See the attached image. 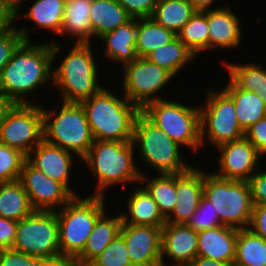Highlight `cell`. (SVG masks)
<instances>
[{"label":"cell","instance_id":"obj_35","mask_svg":"<svg viewBox=\"0 0 266 266\" xmlns=\"http://www.w3.org/2000/svg\"><path fill=\"white\" fill-rule=\"evenodd\" d=\"M233 263L239 266H266V240L249 228L238 229Z\"/></svg>","mask_w":266,"mask_h":266},{"label":"cell","instance_id":"obj_46","mask_svg":"<svg viewBox=\"0 0 266 266\" xmlns=\"http://www.w3.org/2000/svg\"><path fill=\"white\" fill-rule=\"evenodd\" d=\"M33 258L13 249L0 250V266H29Z\"/></svg>","mask_w":266,"mask_h":266},{"label":"cell","instance_id":"obj_39","mask_svg":"<svg viewBox=\"0 0 266 266\" xmlns=\"http://www.w3.org/2000/svg\"><path fill=\"white\" fill-rule=\"evenodd\" d=\"M187 225L198 232L212 229L222 224L216 210L213 209L212 203L203 196L196 212L192 215Z\"/></svg>","mask_w":266,"mask_h":266},{"label":"cell","instance_id":"obj_11","mask_svg":"<svg viewBox=\"0 0 266 266\" xmlns=\"http://www.w3.org/2000/svg\"><path fill=\"white\" fill-rule=\"evenodd\" d=\"M122 69L121 94L140 110L151 102L166 99L160 95L175 79L167 70L145 57H138Z\"/></svg>","mask_w":266,"mask_h":266},{"label":"cell","instance_id":"obj_27","mask_svg":"<svg viewBox=\"0 0 266 266\" xmlns=\"http://www.w3.org/2000/svg\"><path fill=\"white\" fill-rule=\"evenodd\" d=\"M221 88L234 102L237 121L246 130L266 116V105L256 93L238 88L229 78Z\"/></svg>","mask_w":266,"mask_h":266},{"label":"cell","instance_id":"obj_26","mask_svg":"<svg viewBox=\"0 0 266 266\" xmlns=\"http://www.w3.org/2000/svg\"><path fill=\"white\" fill-rule=\"evenodd\" d=\"M93 0H66L62 30L59 36L74 43H93L90 11Z\"/></svg>","mask_w":266,"mask_h":266},{"label":"cell","instance_id":"obj_21","mask_svg":"<svg viewBox=\"0 0 266 266\" xmlns=\"http://www.w3.org/2000/svg\"><path fill=\"white\" fill-rule=\"evenodd\" d=\"M232 5L207 11L209 33V51L238 49L243 43L242 23L240 17L231 9Z\"/></svg>","mask_w":266,"mask_h":266},{"label":"cell","instance_id":"obj_50","mask_svg":"<svg viewBox=\"0 0 266 266\" xmlns=\"http://www.w3.org/2000/svg\"><path fill=\"white\" fill-rule=\"evenodd\" d=\"M228 263L212 260L203 256H197L191 263L187 266H228Z\"/></svg>","mask_w":266,"mask_h":266},{"label":"cell","instance_id":"obj_53","mask_svg":"<svg viewBox=\"0 0 266 266\" xmlns=\"http://www.w3.org/2000/svg\"><path fill=\"white\" fill-rule=\"evenodd\" d=\"M29 266H42V258L34 257L30 262Z\"/></svg>","mask_w":266,"mask_h":266},{"label":"cell","instance_id":"obj_34","mask_svg":"<svg viewBox=\"0 0 266 266\" xmlns=\"http://www.w3.org/2000/svg\"><path fill=\"white\" fill-rule=\"evenodd\" d=\"M177 35L157 24L151 17L137 19L136 54L137 57H146L156 48L170 43Z\"/></svg>","mask_w":266,"mask_h":266},{"label":"cell","instance_id":"obj_31","mask_svg":"<svg viewBox=\"0 0 266 266\" xmlns=\"http://www.w3.org/2000/svg\"><path fill=\"white\" fill-rule=\"evenodd\" d=\"M34 211L19 180L0 183V217L18 222Z\"/></svg>","mask_w":266,"mask_h":266},{"label":"cell","instance_id":"obj_37","mask_svg":"<svg viewBox=\"0 0 266 266\" xmlns=\"http://www.w3.org/2000/svg\"><path fill=\"white\" fill-rule=\"evenodd\" d=\"M26 160L20 151L0 143V183L19 180Z\"/></svg>","mask_w":266,"mask_h":266},{"label":"cell","instance_id":"obj_48","mask_svg":"<svg viewBox=\"0 0 266 266\" xmlns=\"http://www.w3.org/2000/svg\"><path fill=\"white\" fill-rule=\"evenodd\" d=\"M14 26V14L5 6L0 5V36Z\"/></svg>","mask_w":266,"mask_h":266},{"label":"cell","instance_id":"obj_6","mask_svg":"<svg viewBox=\"0 0 266 266\" xmlns=\"http://www.w3.org/2000/svg\"><path fill=\"white\" fill-rule=\"evenodd\" d=\"M133 144L137 149L136 153L138 151L136 155L139 156L136 160L139 158L145 167H150L147 169H152L153 174H181L193 166L191 162L183 159L182 146L173 141L142 112L138 114L134 124Z\"/></svg>","mask_w":266,"mask_h":266},{"label":"cell","instance_id":"obj_9","mask_svg":"<svg viewBox=\"0 0 266 266\" xmlns=\"http://www.w3.org/2000/svg\"><path fill=\"white\" fill-rule=\"evenodd\" d=\"M205 170L203 196L212 203L221 224L236 229H247L253 209L248 181L222 179Z\"/></svg>","mask_w":266,"mask_h":266},{"label":"cell","instance_id":"obj_49","mask_svg":"<svg viewBox=\"0 0 266 266\" xmlns=\"http://www.w3.org/2000/svg\"><path fill=\"white\" fill-rule=\"evenodd\" d=\"M215 1L218 2L219 0L218 1L217 0H189V2L194 7V9L200 12L218 9L220 7H223L229 4V3L224 2V5L223 3H220L221 5L214 6V4L216 3Z\"/></svg>","mask_w":266,"mask_h":266},{"label":"cell","instance_id":"obj_40","mask_svg":"<svg viewBox=\"0 0 266 266\" xmlns=\"http://www.w3.org/2000/svg\"><path fill=\"white\" fill-rule=\"evenodd\" d=\"M23 41L16 26L0 36V74L5 65L11 60L14 51Z\"/></svg>","mask_w":266,"mask_h":266},{"label":"cell","instance_id":"obj_25","mask_svg":"<svg viewBox=\"0 0 266 266\" xmlns=\"http://www.w3.org/2000/svg\"><path fill=\"white\" fill-rule=\"evenodd\" d=\"M115 212L111 215L106 210L98 218L83 251L76 257L79 266H88L120 234L122 216L119 210Z\"/></svg>","mask_w":266,"mask_h":266},{"label":"cell","instance_id":"obj_3","mask_svg":"<svg viewBox=\"0 0 266 266\" xmlns=\"http://www.w3.org/2000/svg\"><path fill=\"white\" fill-rule=\"evenodd\" d=\"M94 43H74L68 53L61 57L59 65L52 68V86L61 95L60 102L81 103L99 93L104 87L99 77L101 66ZM96 56V57H95ZM63 58V60H62ZM98 61V62H97ZM59 89V90H58Z\"/></svg>","mask_w":266,"mask_h":266},{"label":"cell","instance_id":"obj_38","mask_svg":"<svg viewBox=\"0 0 266 266\" xmlns=\"http://www.w3.org/2000/svg\"><path fill=\"white\" fill-rule=\"evenodd\" d=\"M88 266H132L123 236H116Z\"/></svg>","mask_w":266,"mask_h":266},{"label":"cell","instance_id":"obj_51","mask_svg":"<svg viewBox=\"0 0 266 266\" xmlns=\"http://www.w3.org/2000/svg\"><path fill=\"white\" fill-rule=\"evenodd\" d=\"M14 103L0 92V126L4 122L7 112L13 107Z\"/></svg>","mask_w":266,"mask_h":266},{"label":"cell","instance_id":"obj_14","mask_svg":"<svg viewBox=\"0 0 266 266\" xmlns=\"http://www.w3.org/2000/svg\"><path fill=\"white\" fill-rule=\"evenodd\" d=\"M215 150L219 155L215 156L218 167L212 173L222 179L248 181L265 159L245 136L221 144Z\"/></svg>","mask_w":266,"mask_h":266},{"label":"cell","instance_id":"obj_16","mask_svg":"<svg viewBox=\"0 0 266 266\" xmlns=\"http://www.w3.org/2000/svg\"><path fill=\"white\" fill-rule=\"evenodd\" d=\"M27 161L47 177L61 183L73 196L81 195L80 191H75V184L71 186L73 183L70 181L74 162L81 163L73 153L42 140L28 154Z\"/></svg>","mask_w":266,"mask_h":266},{"label":"cell","instance_id":"obj_23","mask_svg":"<svg viewBox=\"0 0 266 266\" xmlns=\"http://www.w3.org/2000/svg\"><path fill=\"white\" fill-rule=\"evenodd\" d=\"M136 31L137 18H132L117 29L105 33L98 40L103 42L102 55L109 62L116 63L122 68L124 65L136 60Z\"/></svg>","mask_w":266,"mask_h":266},{"label":"cell","instance_id":"obj_32","mask_svg":"<svg viewBox=\"0 0 266 266\" xmlns=\"http://www.w3.org/2000/svg\"><path fill=\"white\" fill-rule=\"evenodd\" d=\"M140 183L157 203L162 215L167 218L176 205V174L141 175Z\"/></svg>","mask_w":266,"mask_h":266},{"label":"cell","instance_id":"obj_13","mask_svg":"<svg viewBox=\"0 0 266 266\" xmlns=\"http://www.w3.org/2000/svg\"><path fill=\"white\" fill-rule=\"evenodd\" d=\"M43 104H14L0 126V143L26 157L43 140Z\"/></svg>","mask_w":266,"mask_h":266},{"label":"cell","instance_id":"obj_1","mask_svg":"<svg viewBox=\"0 0 266 266\" xmlns=\"http://www.w3.org/2000/svg\"><path fill=\"white\" fill-rule=\"evenodd\" d=\"M45 41H23L2 69L0 92L14 104H39L32 95L52 85V67L64 45L58 39Z\"/></svg>","mask_w":266,"mask_h":266},{"label":"cell","instance_id":"obj_47","mask_svg":"<svg viewBox=\"0 0 266 266\" xmlns=\"http://www.w3.org/2000/svg\"><path fill=\"white\" fill-rule=\"evenodd\" d=\"M42 266H79L76 257L59 255L51 258H42Z\"/></svg>","mask_w":266,"mask_h":266},{"label":"cell","instance_id":"obj_15","mask_svg":"<svg viewBox=\"0 0 266 266\" xmlns=\"http://www.w3.org/2000/svg\"><path fill=\"white\" fill-rule=\"evenodd\" d=\"M19 181L35 211H58L74 197L61 183L47 177L27 160Z\"/></svg>","mask_w":266,"mask_h":266},{"label":"cell","instance_id":"obj_19","mask_svg":"<svg viewBox=\"0 0 266 266\" xmlns=\"http://www.w3.org/2000/svg\"><path fill=\"white\" fill-rule=\"evenodd\" d=\"M65 2L66 0H35L29 3L31 7H28L29 10L26 9L25 13L21 12V9L14 13V26L20 32L23 40L34 41V36L31 37L30 33L35 32L34 34H37L35 29L37 27L40 31L41 29L46 30V32L50 30L55 36H59L62 30ZM19 19L24 20V22L26 19L29 21L28 23H34L33 30L29 29L25 23L24 26L17 25Z\"/></svg>","mask_w":266,"mask_h":266},{"label":"cell","instance_id":"obj_20","mask_svg":"<svg viewBox=\"0 0 266 266\" xmlns=\"http://www.w3.org/2000/svg\"><path fill=\"white\" fill-rule=\"evenodd\" d=\"M195 165L176 174V205L166 223L187 224L196 212L203 197V168Z\"/></svg>","mask_w":266,"mask_h":266},{"label":"cell","instance_id":"obj_52","mask_svg":"<svg viewBox=\"0 0 266 266\" xmlns=\"http://www.w3.org/2000/svg\"><path fill=\"white\" fill-rule=\"evenodd\" d=\"M24 1L27 2V0H0V5L5 6L14 14L22 8L21 6L25 4Z\"/></svg>","mask_w":266,"mask_h":266},{"label":"cell","instance_id":"obj_33","mask_svg":"<svg viewBox=\"0 0 266 266\" xmlns=\"http://www.w3.org/2000/svg\"><path fill=\"white\" fill-rule=\"evenodd\" d=\"M195 13L189 0H158L151 18L177 34Z\"/></svg>","mask_w":266,"mask_h":266},{"label":"cell","instance_id":"obj_12","mask_svg":"<svg viewBox=\"0 0 266 266\" xmlns=\"http://www.w3.org/2000/svg\"><path fill=\"white\" fill-rule=\"evenodd\" d=\"M12 249L41 258L61 255L56 211H34L18 221Z\"/></svg>","mask_w":266,"mask_h":266},{"label":"cell","instance_id":"obj_44","mask_svg":"<svg viewBox=\"0 0 266 266\" xmlns=\"http://www.w3.org/2000/svg\"><path fill=\"white\" fill-rule=\"evenodd\" d=\"M17 226V221L0 217V250L12 249Z\"/></svg>","mask_w":266,"mask_h":266},{"label":"cell","instance_id":"obj_41","mask_svg":"<svg viewBox=\"0 0 266 266\" xmlns=\"http://www.w3.org/2000/svg\"><path fill=\"white\" fill-rule=\"evenodd\" d=\"M132 18H150L158 0H118Z\"/></svg>","mask_w":266,"mask_h":266},{"label":"cell","instance_id":"obj_43","mask_svg":"<svg viewBox=\"0 0 266 266\" xmlns=\"http://www.w3.org/2000/svg\"><path fill=\"white\" fill-rule=\"evenodd\" d=\"M266 168V166L264 167ZM253 205H266V169H258L248 180Z\"/></svg>","mask_w":266,"mask_h":266},{"label":"cell","instance_id":"obj_22","mask_svg":"<svg viewBox=\"0 0 266 266\" xmlns=\"http://www.w3.org/2000/svg\"><path fill=\"white\" fill-rule=\"evenodd\" d=\"M129 191V196H126L127 208H124L127 212L122 210L121 213L123 223L153 227H163L166 224V218L157 203L141 183L133 185Z\"/></svg>","mask_w":266,"mask_h":266},{"label":"cell","instance_id":"obj_8","mask_svg":"<svg viewBox=\"0 0 266 266\" xmlns=\"http://www.w3.org/2000/svg\"><path fill=\"white\" fill-rule=\"evenodd\" d=\"M185 102L170 98L157 100L147 104L141 112L182 146V149H190L196 156L202 147L200 109L199 105L194 106Z\"/></svg>","mask_w":266,"mask_h":266},{"label":"cell","instance_id":"obj_5","mask_svg":"<svg viewBox=\"0 0 266 266\" xmlns=\"http://www.w3.org/2000/svg\"><path fill=\"white\" fill-rule=\"evenodd\" d=\"M59 108L42 106L43 140L73 153L82 160L94 143L81 103H59ZM49 109V110H48Z\"/></svg>","mask_w":266,"mask_h":266},{"label":"cell","instance_id":"obj_17","mask_svg":"<svg viewBox=\"0 0 266 266\" xmlns=\"http://www.w3.org/2000/svg\"><path fill=\"white\" fill-rule=\"evenodd\" d=\"M120 234L132 266H161L162 227L122 223Z\"/></svg>","mask_w":266,"mask_h":266},{"label":"cell","instance_id":"obj_36","mask_svg":"<svg viewBox=\"0 0 266 266\" xmlns=\"http://www.w3.org/2000/svg\"><path fill=\"white\" fill-rule=\"evenodd\" d=\"M176 35L197 58L201 53H207L209 51L207 11H196Z\"/></svg>","mask_w":266,"mask_h":266},{"label":"cell","instance_id":"obj_18","mask_svg":"<svg viewBox=\"0 0 266 266\" xmlns=\"http://www.w3.org/2000/svg\"><path fill=\"white\" fill-rule=\"evenodd\" d=\"M197 250L198 232L187 224L166 223L162 227L161 266H187L197 257Z\"/></svg>","mask_w":266,"mask_h":266},{"label":"cell","instance_id":"obj_24","mask_svg":"<svg viewBox=\"0 0 266 266\" xmlns=\"http://www.w3.org/2000/svg\"><path fill=\"white\" fill-rule=\"evenodd\" d=\"M237 235L238 229L225 225L198 231L197 256L233 263Z\"/></svg>","mask_w":266,"mask_h":266},{"label":"cell","instance_id":"obj_7","mask_svg":"<svg viewBox=\"0 0 266 266\" xmlns=\"http://www.w3.org/2000/svg\"><path fill=\"white\" fill-rule=\"evenodd\" d=\"M107 198L88 194L84 198L74 196L56 211L61 255L77 257L83 251L98 218L108 210Z\"/></svg>","mask_w":266,"mask_h":266},{"label":"cell","instance_id":"obj_28","mask_svg":"<svg viewBox=\"0 0 266 266\" xmlns=\"http://www.w3.org/2000/svg\"><path fill=\"white\" fill-rule=\"evenodd\" d=\"M221 63L228 73V78L238 87L256 93L266 105V68L259 61L246 63L228 62ZM258 62V63H257ZM266 67V66H265Z\"/></svg>","mask_w":266,"mask_h":266},{"label":"cell","instance_id":"obj_2","mask_svg":"<svg viewBox=\"0 0 266 266\" xmlns=\"http://www.w3.org/2000/svg\"><path fill=\"white\" fill-rule=\"evenodd\" d=\"M135 150L133 141H94L81 160L97 183L93 190L95 192L90 191L92 194L88 195L107 197V189L110 190L113 186L131 184L132 187L139 184L145 170L141 168V163L137 164Z\"/></svg>","mask_w":266,"mask_h":266},{"label":"cell","instance_id":"obj_54","mask_svg":"<svg viewBox=\"0 0 266 266\" xmlns=\"http://www.w3.org/2000/svg\"><path fill=\"white\" fill-rule=\"evenodd\" d=\"M228 266H239V265H236L235 263H231Z\"/></svg>","mask_w":266,"mask_h":266},{"label":"cell","instance_id":"obj_30","mask_svg":"<svg viewBox=\"0 0 266 266\" xmlns=\"http://www.w3.org/2000/svg\"><path fill=\"white\" fill-rule=\"evenodd\" d=\"M145 58L167 70L174 78H177L187 65L194 64L193 61L198 59L178 37L156 48Z\"/></svg>","mask_w":266,"mask_h":266},{"label":"cell","instance_id":"obj_10","mask_svg":"<svg viewBox=\"0 0 266 266\" xmlns=\"http://www.w3.org/2000/svg\"><path fill=\"white\" fill-rule=\"evenodd\" d=\"M217 89H207L203 106L199 103L202 149L206 143L215 149L245 134L237 121L233 100L221 88Z\"/></svg>","mask_w":266,"mask_h":266},{"label":"cell","instance_id":"obj_45","mask_svg":"<svg viewBox=\"0 0 266 266\" xmlns=\"http://www.w3.org/2000/svg\"><path fill=\"white\" fill-rule=\"evenodd\" d=\"M248 228L266 240V205H253L251 221Z\"/></svg>","mask_w":266,"mask_h":266},{"label":"cell","instance_id":"obj_4","mask_svg":"<svg viewBox=\"0 0 266 266\" xmlns=\"http://www.w3.org/2000/svg\"><path fill=\"white\" fill-rule=\"evenodd\" d=\"M119 93L105 86L81 102L95 141H133L134 124L141 110Z\"/></svg>","mask_w":266,"mask_h":266},{"label":"cell","instance_id":"obj_29","mask_svg":"<svg viewBox=\"0 0 266 266\" xmlns=\"http://www.w3.org/2000/svg\"><path fill=\"white\" fill-rule=\"evenodd\" d=\"M131 19L118 0H93L90 11L93 40L98 41L105 33L117 29Z\"/></svg>","mask_w":266,"mask_h":266},{"label":"cell","instance_id":"obj_42","mask_svg":"<svg viewBox=\"0 0 266 266\" xmlns=\"http://www.w3.org/2000/svg\"><path fill=\"white\" fill-rule=\"evenodd\" d=\"M244 136L266 161V116L252 124L246 130Z\"/></svg>","mask_w":266,"mask_h":266}]
</instances>
